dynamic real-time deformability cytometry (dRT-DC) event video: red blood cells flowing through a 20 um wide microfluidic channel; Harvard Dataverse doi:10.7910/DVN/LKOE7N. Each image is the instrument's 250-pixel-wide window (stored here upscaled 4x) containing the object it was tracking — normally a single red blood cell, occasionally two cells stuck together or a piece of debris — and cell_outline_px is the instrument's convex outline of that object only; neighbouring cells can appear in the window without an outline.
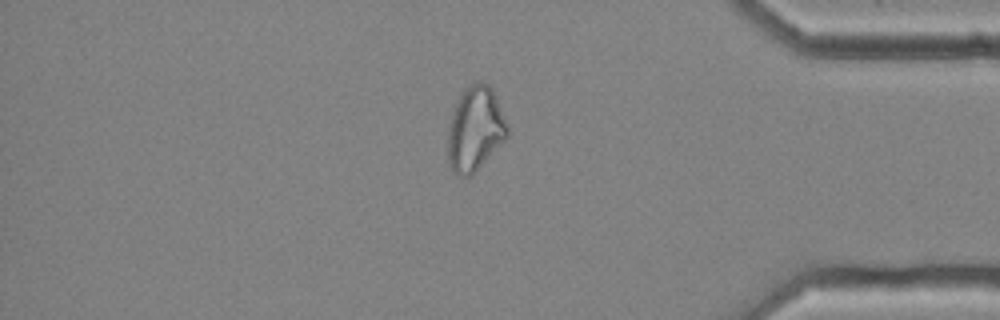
{"species": "common noctule bat (a hibernating species)", "species_latin": "Nyctalus noctula", "temperature_condition": "cold", "stored_images_in_passage": 56, "camera_frame_rate_fps": 3000, "um_per_image_px": 0.085, "animal": {"sex": "female", "body_mass_g": 25.1}, "frame": {"image": 1, "passage_image": 48, "time_ms": 15.667, "image_size_px": [1000, 320], "cell_outline_px": [[508, 136], [472, 176], [460, 176], [452, 172], [448, 160], [448, 132], [452, 112], [456, 100], [464, 88], [476, 80], [480, 80], [488, 84], [492, 88], [496, 96], [508, 124]], "centroid_in_image_um": [40.39, 10.94], "position_along_channel_um": 394.8, "area_um2": 29.65}, "authors_computed_cell_mechanics": {"area_um2": 29.9115, "velocity_mm_per_s": 3.6528, "shape_relaxation_time_tau1_ms": null, "shape_relaxation_time_tau2_ms": 3.4987, "deformation_change_tau1": null, "deformation_change_tau2": 0.1263}}